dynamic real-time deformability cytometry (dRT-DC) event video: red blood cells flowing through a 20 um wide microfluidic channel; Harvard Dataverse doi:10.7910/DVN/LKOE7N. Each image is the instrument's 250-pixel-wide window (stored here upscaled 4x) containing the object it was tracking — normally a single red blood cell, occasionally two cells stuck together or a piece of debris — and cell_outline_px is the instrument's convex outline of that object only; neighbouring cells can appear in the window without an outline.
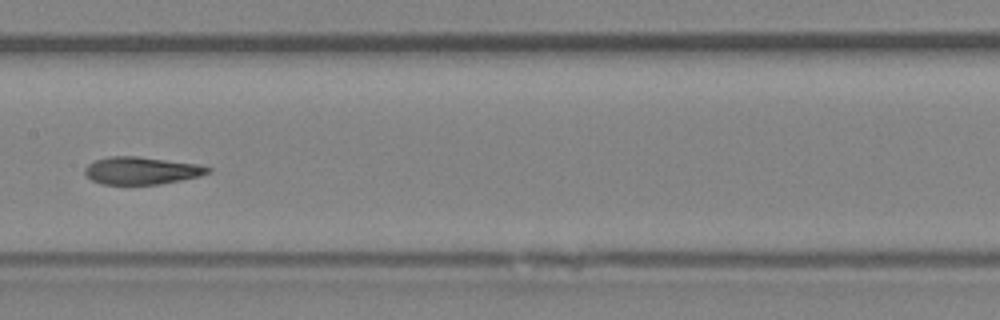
{"species": "Egyptian fruit bat (a non-hibernating species)", "species_latin": "Rousettus aegyptiacus", "temperature_condition": "room temperature", "stored_images_in_passage": 35, "camera_frame_rate_fps": 3000, "um_per_image_px": 0.085, "animal": {"sex": "female"}, "frame": {"image": 1, "passage_image": 11, "time_ms": 3.333, "image_size_px": [1000, 320], "cell_outline_px": [[212, 172], [200, 176], [160, 184], [100, 184], [92, 180], [84, 172], [84, 168], [88, 164], [96, 160], [108, 156], [136, 156], [196, 164], [212, 168]], "centroid_in_image_um": [12.02, 14.5], "position_along_channel_um": 195.4, "area_um2": 19.59}, "authors_computed_cell_mechanics": {"area_um2": 20.1144, "velocity_mm_per_s": 4.1721, "shape_relaxation_time_tau1_ms": 4.7581, "shape_relaxation_time_tau2_ms": 1.5151, "deformation_change_tau1": 0.1932, "deformation_change_tau2": 0.0921}}